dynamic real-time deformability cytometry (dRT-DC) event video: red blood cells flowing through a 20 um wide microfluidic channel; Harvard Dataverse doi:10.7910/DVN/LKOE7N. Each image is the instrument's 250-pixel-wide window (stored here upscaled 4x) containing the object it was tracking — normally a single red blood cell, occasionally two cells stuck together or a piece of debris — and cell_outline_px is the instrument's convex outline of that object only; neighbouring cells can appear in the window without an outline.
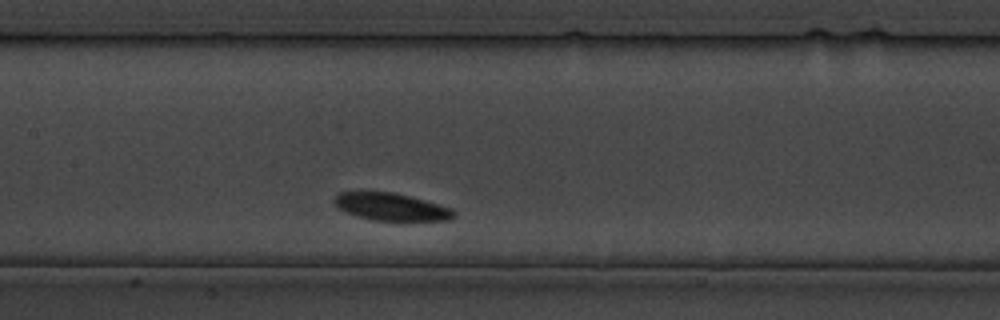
{"species": "common noctule bat (a hibernating species)", "species_latin": "Nyctalus noctula", "temperature_condition": "cold", "stored_images_in_passage": 23, "camera_frame_rate_fps": 3000, "um_per_image_px": 0.085, "animal": {"sex": "male", "body_mass_g": 19.5, "forearm_length_mm": 54.6}, "frame": {"image": 1, "passage_image": 7, "time_ms": 7.667, "image_size_px": [1000, 320], "cell_outline_px": [[456, 216], [448, 220], [372, 220], [356, 216], [340, 208], [332, 200], [340, 192], [392, 192], [424, 200], [452, 208], [456, 212]], "centroid_in_image_um": [33.27, 17.58], "position_along_channel_um": 174.1, "area_um2": 18.79}}
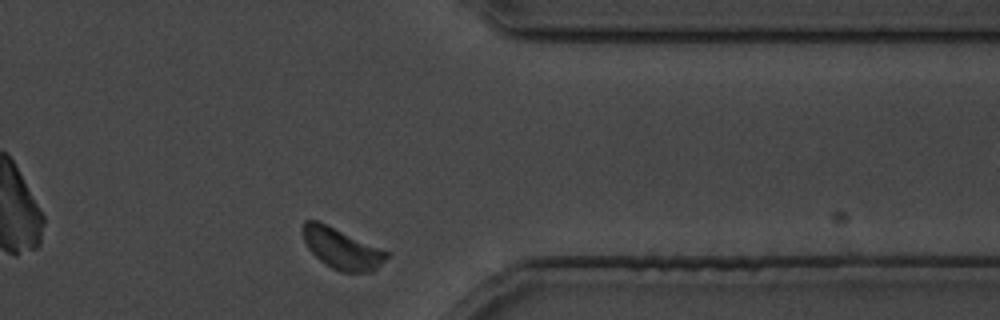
{"frame": {"image": 2, "passage_image": 20, "time_ms": 23.333, "image_size_px": [1000, 320], "cell_outline_px": [[388, 256], [372, 272], [340, 272], [332, 268], [320, 260], [308, 248], [304, 240], [304, 220], [316, 220], [388, 252]], "centroid_in_image_um": [29.03, 21.15], "position_along_channel_um": 382.4, "area_um2": 19.13}}